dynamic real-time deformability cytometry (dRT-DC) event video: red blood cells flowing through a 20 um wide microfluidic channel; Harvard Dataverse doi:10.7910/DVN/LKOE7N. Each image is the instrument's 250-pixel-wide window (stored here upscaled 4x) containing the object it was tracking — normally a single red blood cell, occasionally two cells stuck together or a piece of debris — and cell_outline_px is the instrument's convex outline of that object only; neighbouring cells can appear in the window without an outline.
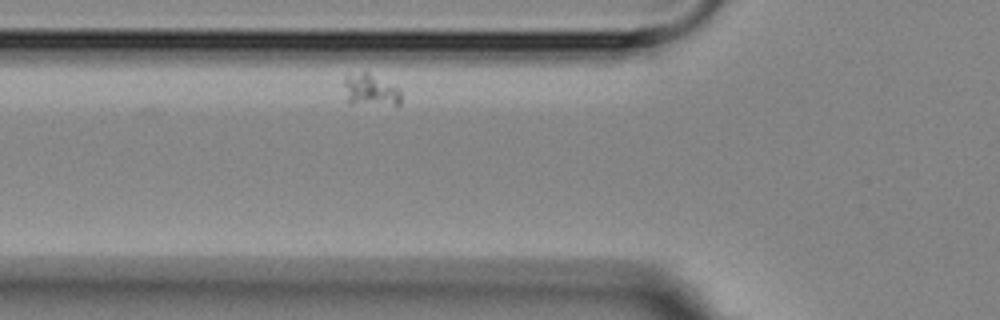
{"species": "Egyptian fruit bat (a non-hibernating species)", "species_latin": "Rousettus aegyptiacus", "temperature_condition": "room temperature", "stored_images_in_passage": 3, "camera_frame_rate_fps": 3000, "um_per_image_px": 0.085, "animal": {"sex": "female"}, "frame": {"image": 1, "passage_image": 2, "time_ms": 1.333, "image_size_px": [1000, 320], "cell_outline_px": [[400, 104], [348, 104], [344, 84], [344, 76], [348, 72], [368, 72], [400, 88]], "centroid_in_image_um": [31.44, 7.62], "position_along_channel_um": 94.4, "area_um2": 10.75}}